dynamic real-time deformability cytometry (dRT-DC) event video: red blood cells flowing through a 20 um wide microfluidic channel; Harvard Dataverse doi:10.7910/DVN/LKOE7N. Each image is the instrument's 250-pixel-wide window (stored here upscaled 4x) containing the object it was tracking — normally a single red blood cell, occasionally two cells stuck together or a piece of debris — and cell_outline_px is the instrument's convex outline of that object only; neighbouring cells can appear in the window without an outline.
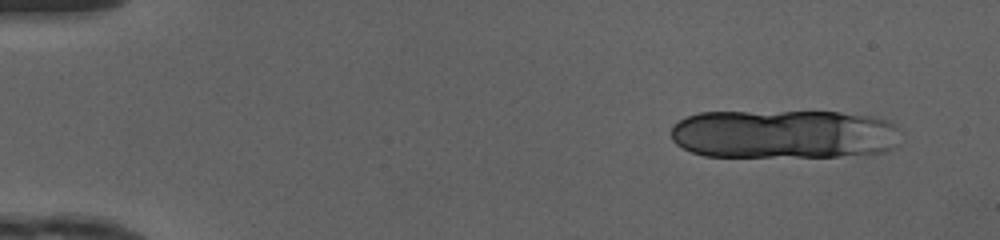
{"species": "human", "species_latin": "Homo sapiens", "temperature_condition": "cold", "stored_images_in_passage": 14, "camera_frame_rate_fps": 3000, "um_per_image_px": 0.085, "donor": {"sex": "female"}, "frame": {"image": 1, "passage_image": 4, "time_ms": 1.0, "image_size_px": [1000, 240], "cell_outline_px": [[896, 144], [888, 152], [840, 156], [704, 156], [692, 152], [676, 144], [672, 140], [672, 124], [688, 116], [700, 112], [840, 112], [872, 116], [888, 120], [896, 128]], "centroid_in_image_um": [66.61, 11.4], "position_along_channel_um": 18.4, "area_um2": 65.6}}